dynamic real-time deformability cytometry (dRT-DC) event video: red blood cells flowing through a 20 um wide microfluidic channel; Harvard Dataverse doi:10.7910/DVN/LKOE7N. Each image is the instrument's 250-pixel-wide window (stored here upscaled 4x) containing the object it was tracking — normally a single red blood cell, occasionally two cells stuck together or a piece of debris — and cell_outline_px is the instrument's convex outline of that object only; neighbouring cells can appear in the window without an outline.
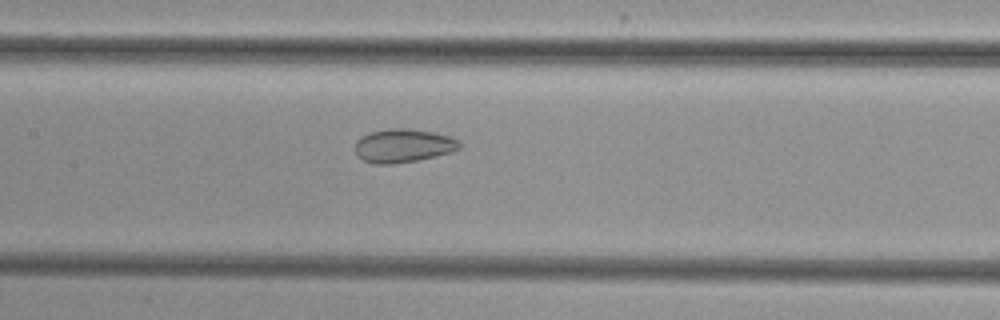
{"species": "common noctule bat (a hibernating species)", "species_latin": "Nyctalus noctula", "temperature_condition": "cold", "stored_images_in_passage": 7, "segment_of_instrument_passage": [2, 2], "camera_frame_rate_fps": 3000, "um_per_image_px": 0.085, "animal": {"sex": "female", "body_mass_g": 29.2, "forearm_length_mm": 56.3}, "frame": {"image": 1, "passage_image": 7, "time_ms": 7.333, "image_size_px": [1000, 320], "cell_outline_px": [[460, 148], [448, 152], [416, 160], [392, 164], [372, 164], [356, 156], [356, 140], [360, 136], [372, 132], [388, 128], [408, 128], [436, 132], [452, 136], [460, 140]], "centroid_in_image_um": [34.26, 12.36], "position_along_channel_um": 173.1, "area_um2": 20.46}}